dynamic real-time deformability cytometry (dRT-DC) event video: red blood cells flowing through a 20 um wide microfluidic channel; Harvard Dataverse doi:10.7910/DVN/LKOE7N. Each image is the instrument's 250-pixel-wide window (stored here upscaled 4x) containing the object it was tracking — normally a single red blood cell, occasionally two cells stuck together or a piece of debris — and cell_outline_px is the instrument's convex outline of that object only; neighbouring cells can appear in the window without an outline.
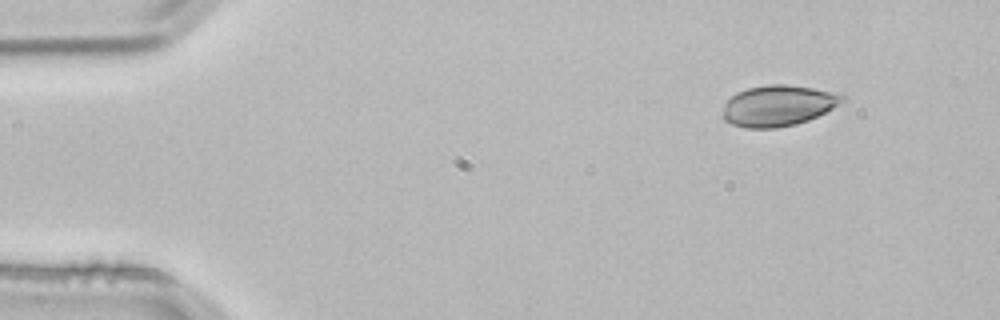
{"species": "common noctule bat (a hibernating species)", "species_latin": "Nyctalus noctula", "temperature_condition": "room temperature", "stored_images_in_passage": 2, "camera_frame_rate_fps": 3000, "um_per_image_px": 0.085, "animal": {"sex": "male", "body_mass_g": 21.5, "forearm_length_mm": 52.0}, "frame": {"image": 1, "passage_image": 2, "time_ms": 0.333, "image_size_px": [1000, 320], "cell_outline_px": [[848, 100], [808, 120], [796, 124], [776, 128], [744, 128], [732, 124], [724, 120], [720, 116], [724, 104], [736, 92], [748, 88], [768, 84], [784, 84], [840, 92], [848, 96]], "centroid_in_image_um": [66.16, 8.97], "position_along_channel_um": 18.8, "area_um2": 28.9}}